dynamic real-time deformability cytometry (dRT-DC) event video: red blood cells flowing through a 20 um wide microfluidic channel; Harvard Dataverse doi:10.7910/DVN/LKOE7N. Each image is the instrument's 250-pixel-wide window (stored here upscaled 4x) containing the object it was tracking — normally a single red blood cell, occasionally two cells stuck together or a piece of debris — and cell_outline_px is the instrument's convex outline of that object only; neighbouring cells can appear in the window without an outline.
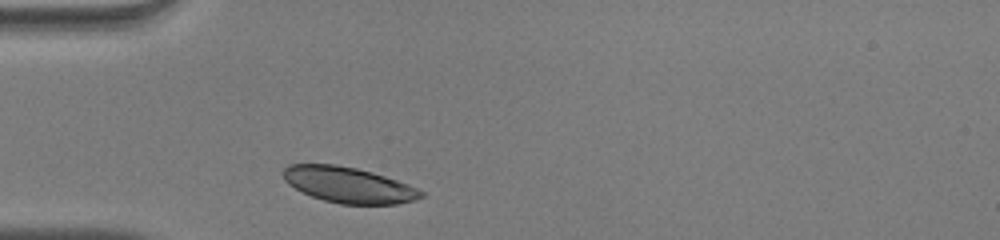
{"species": "human", "species_latin": "Homo sapiens", "temperature_condition": "warm", "stored_images_in_passage": 27, "camera_frame_rate_fps": 3000, "um_per_image_px": 0.085, "donor": {"sex": "male"}, "frame": {"image": 1, "passage_image": 1, "time_ms": 0.0, "image_size_px": [1000, 240], "cell_outline_px": [[424, 196], [416, 200], [396, 204], [340, 204], [324, 200], [312, 196], [288, 184], [284, 180], [284, 168], [288, 164], [336, 164], [356, 168], [372, 172], [408, 184], [424, 192]], "centroid_in_image_um": [29.64, 15.72], "position_along_channel_um": 55.4, "area_um2": 28.55}}
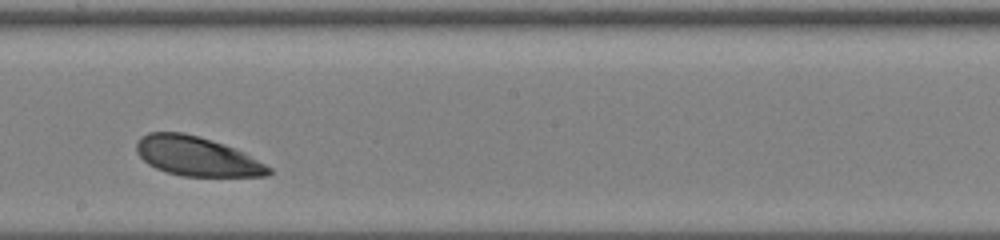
{"frame": {"image": 2, "passage_image": 15, "time_ms": 4.667, "image_size_px": [1000, 240], "cell_outline_px": [[272, 172], [268, 176], [180, 176], [156, 168], [148, 164], [136, 152], [136, 140], [140, 136], [148, 132], [184, 132], [244, 152], [272, 168]], "centroid_in_image_um": [16.69, 13.29], "position_along_channel_um": 231.5, "area_um2": 30.06}}
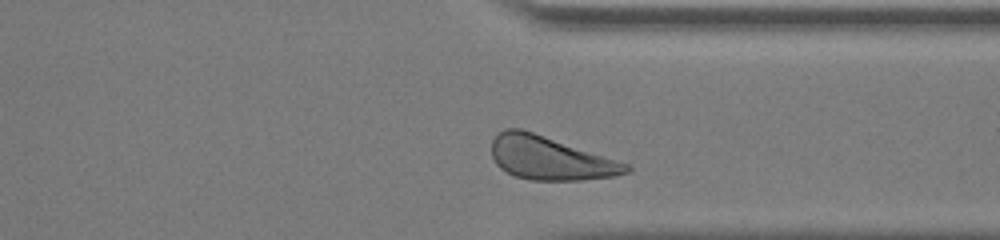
{"frame": {"image": 3, "passage_image": 25, "time_ms": 8.0, "image_size_px": [1000, 240], "cell_outline_px": [[632, 172], [612, 176], [580, 180], [532, 180], [516, 176], [500, 168], [496, 164], [492, 156], [492, 140], [504, 128], [520, 128], [628, 164], [632, 168]], "centroid_in_image_um": [46.74, 13.45], "position_along_channel_um": 364.7, "area_um2": 33.47}, "authors_computed_cell_mechanics": {"area_um2": 30.8074, "velocity_mm_per_s": 3.9732, "shape_relaxation_time_tau1_ms": null, "shape_relaxation_time_tau2_ms": 2.9318, "deformation_change_tau1": null, "deformation_change_tau2": 0.0966}}